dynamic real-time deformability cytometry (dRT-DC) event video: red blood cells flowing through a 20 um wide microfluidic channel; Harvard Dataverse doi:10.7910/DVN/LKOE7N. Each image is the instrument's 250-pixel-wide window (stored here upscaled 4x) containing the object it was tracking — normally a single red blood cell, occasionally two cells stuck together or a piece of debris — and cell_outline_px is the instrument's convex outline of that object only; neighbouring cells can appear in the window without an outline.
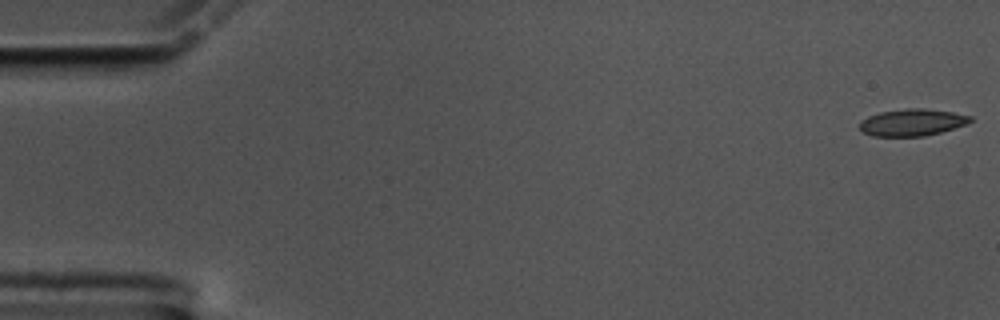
{"species": "common noctule bat (a hibernating species)", "species_latin": "Nyctalus noctula", "temperature_condition": "cold", "stored_images_in_passage": 58, "camera_frame_rate_fps": 3000, "um_per_image_px": 0.085, "animal": {"sex": "male", "body_mass_g": 17.5, "forearm_length_mm": 52.3}, "frame": {"image": 1, "passage_image": 1, "time_ms": 0.0, "image_size_px": [1000, 320], "cell_outline_px": [[972, 120], [964, 124], [940, 132], [924, 136], [872, 136], [864, 132], [860, 128], [860, 120], [868, 116], [880, 112], [904, 108], [924, 108], [952, 112], [972, 116]], "centroid_in_image_um": [77.5, 10.39], "position_along_channel_um": 7.5, "area_um2": 17.22}}
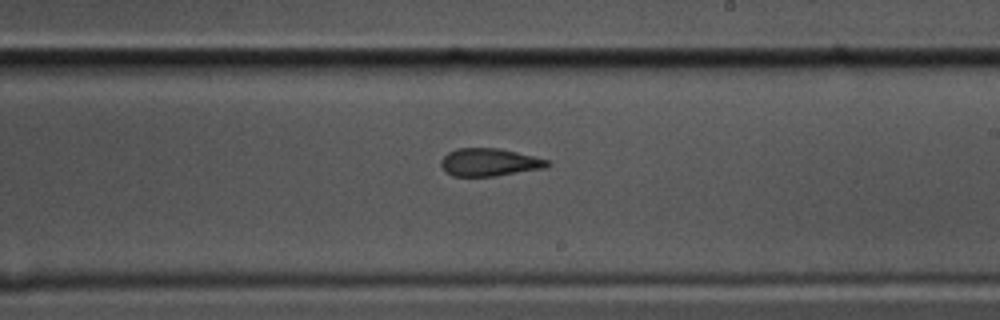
{"frame": {"image": 2, "passage_image": 34, "time_ms": 11.0, "image_size_px": [1000, 320], "cell_outline_px": [[552, 164], [544, 168], [496, 176], [452, 176], [440, 164], [440, 160], [448, 152], [456, 148], [500, 148], [552, 160]], "centroid_in_image_um": [41.64, 13.78], "position_along_channel_um": 247.4, "area_um2": 17.34}}
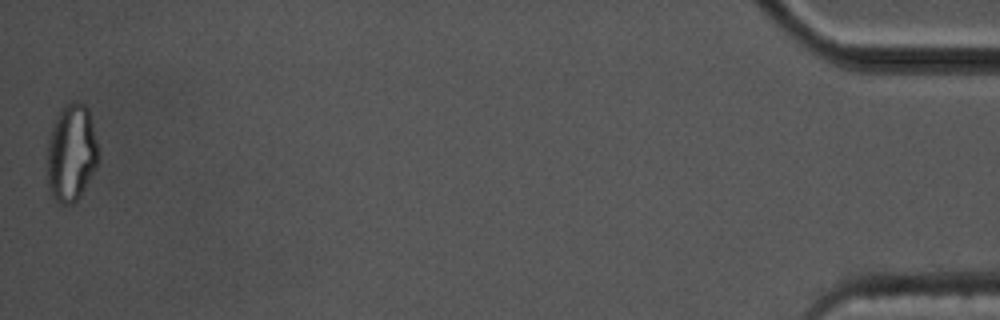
{"frame": {"image": 3, "passage_image": 58, "time_ms": 19.0, "image_size_px": [1000, 320], "cell_outline_px": [[100, 160], [80, 196], [72, 204], [60, 204], [52, 196], [48, 184], [48, 140], [52, 124], [60, 108], [76, 100], [84, 104], [88, 108], [100, 156]], "centroid_in_image_um": [6.07, 12.98], "position_along_channel_um": 429.1, "area_um2": 29.07}, "authors_computed_cell_mechanics": {"area_um2": 17.8602, "velocity_mm_per_s": 3.4498, "shape_relaxation_time_tau1_ms": 9.1412, "shape_relaxation_time_tau2_ms": 3.4966, "deformation_change_tau1": 0.1919, "deformation_change_tau2": 0.0758}}